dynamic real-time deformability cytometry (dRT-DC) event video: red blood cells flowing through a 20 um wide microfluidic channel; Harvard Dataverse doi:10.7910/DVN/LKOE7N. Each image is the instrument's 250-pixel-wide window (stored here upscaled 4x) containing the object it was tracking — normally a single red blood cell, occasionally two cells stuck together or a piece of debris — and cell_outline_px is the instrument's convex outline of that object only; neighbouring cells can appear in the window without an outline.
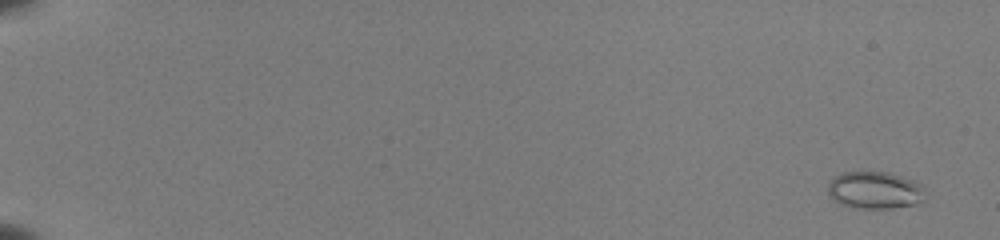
{"species": "common noctule bat (a hibernating species)", "species_latin": "Nyctalus noctula", "temperature_condition": "room temperature", "stored_images_in_passage": 55, "camera_frame_rate_fps": 3000, "um_per_image_px": 0.085, "animal": {"sex": "female", "body_mass_g": 22.0, "forearm_length_mm": 56.7}, "frame": {"image": 1, "passage_image": 3, "time_ms": 0.667, "image_size_px": [1000, 240], "cell_outline_px": [[924, 200], [920, 204], [892, 208], [852, 208], [840, 204], [832, 200], [828, 196], [828, 184], [832, 176], [844, 172], [888, 172], [912, 180], [920, 184], [924, 188]], "centroid_in_image_um": [74.33, 16.18], "position_along_channel_um": 10.7, "area_um2": 21.5}}
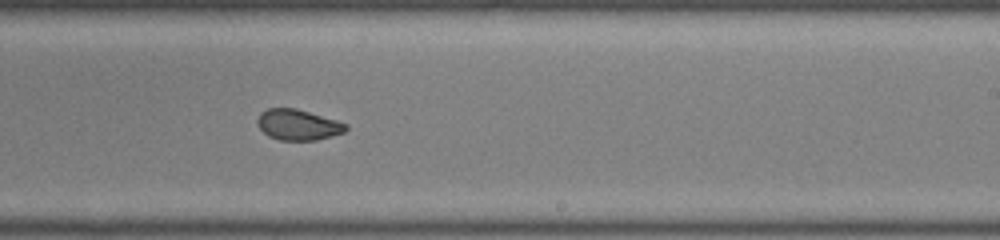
{"frame": {"image": 2, "passage_image": 37, "time_ms": 12.0, "image_size_px": [1000, 240], "cell_outline_px": [[348, 128], [344, 132], [332, 136], [316, 140], [280, 140], [268, 136], [256, 124], [256, 120], [260, 112], [268, 108], [296, 108], [336, 120], [348, 124]], "centroid_in_image_um": [25.31, 10.6], "position_along_channel_um": 263.7, "area_um2": 15.9}}
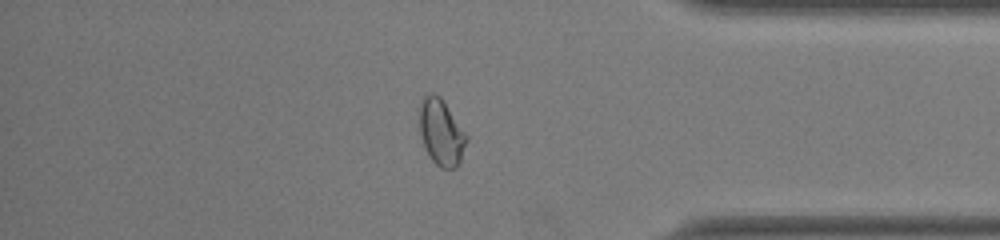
{"frame": {"image": 3, "passage_image": 48, "time_ms": 15.667, "image_size_px": [1000, 240], "cell_outline_px": [[468, 140], [460, 160], [456, 168], [440, 168], [432, 160], [424, 144], [420, 132], [420, 104], [424, 96], [432, 92], [440, 96], [468, 136]], "centroid_in_image_um": [37.52, 11.24], "position_along_channel_um": 397.7, "area_um2": 17.86}, "authors_computed_cell_mechanics": {"area_um2": 18.0914, "velocity_mm_per_s": 3.9818, "shape_relaxation_time_tau1_ms": null, "shape_relaxation_time_tau2_ms": 1.1476, "deformation_change_tau1": null, "deformation_change_tau2": 0.0482}}